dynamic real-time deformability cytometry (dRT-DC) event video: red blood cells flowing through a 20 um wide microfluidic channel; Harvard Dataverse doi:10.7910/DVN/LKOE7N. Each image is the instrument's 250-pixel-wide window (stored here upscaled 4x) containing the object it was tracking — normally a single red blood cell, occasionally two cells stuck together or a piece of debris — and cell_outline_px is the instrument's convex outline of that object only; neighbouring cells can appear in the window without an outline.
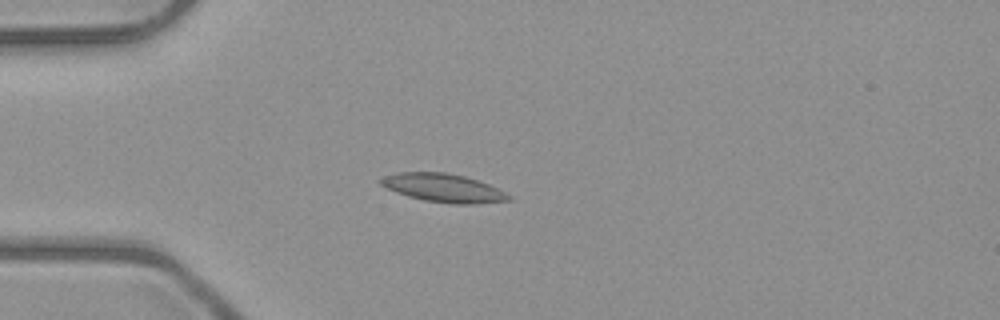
{"species": "common noctule bat (a hibernating species)", "species_latin": "Nyctalus noctula", "temperature_condition": "room temperature", "stored_images_in_passage": 3, "camera_frame_rate_fps": 3000, "um_per_image_px": 0.085, "animal": {"sex": "male", "body_mass_g": 23.1, "forearm_length_mm": 52.7}, "frame": {"image": 1, "passage_image": 3, "time_ms": 2.333, "image_size_px": [1000, 320], "cell_outline_px": [[512, 200], [476, 204], [452, 204], [424, 200], [408, 196], [396, 192], [380, 184], [376, 180], [384, 176], [396, 172], [444, 172], [464, 176], [488, 184], [512, 196]], "centroid_in_image_um": [37.66, 15.97], "position_along_channel_um": 47.3, "area_um2": 21.15}}